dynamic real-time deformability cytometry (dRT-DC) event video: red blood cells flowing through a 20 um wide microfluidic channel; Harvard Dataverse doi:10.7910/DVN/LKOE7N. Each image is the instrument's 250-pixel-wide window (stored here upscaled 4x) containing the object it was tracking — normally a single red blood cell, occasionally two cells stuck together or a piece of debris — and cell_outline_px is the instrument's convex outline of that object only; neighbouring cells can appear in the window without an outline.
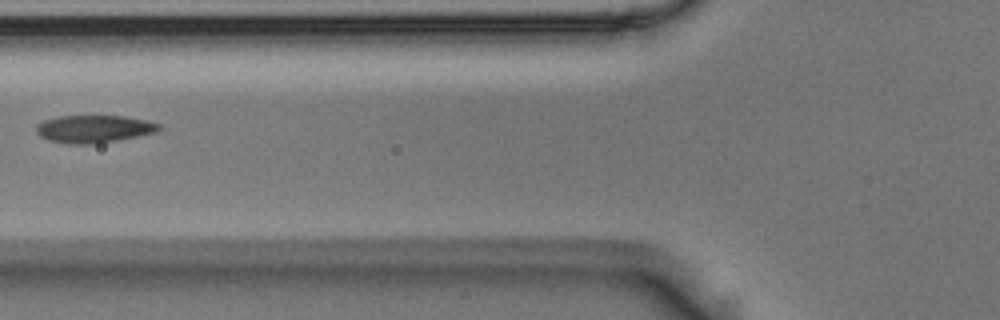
{"species": "Egyptian fruit bat (a non-hibernating species)", "species_latin": "Rousettus aegyptiacus", "temperature_condition": "room temperature", "stored_images_in_passage": 6, "camera_frame_rate_fps": 3000, "um_per_image_px": 0.085, "animal": {"sex": "male"}, "frame": {"image": 1, "passage_image": 6, "time_ms": 1.667, "image_size_px": [1000, 320], "cell_outline_px": [[160, 128], [156, 132], [96, 144], [68, 144], [48, 140], [40, 136], [36, 132], [36, 124], [44, 120], [60, 116], [124, 116], [148, 120], [160, 124]], "centroid_in_image_um": [7.96, 10.95], "position_along_channel_um": 117.8, "area_um2": 19.71}}